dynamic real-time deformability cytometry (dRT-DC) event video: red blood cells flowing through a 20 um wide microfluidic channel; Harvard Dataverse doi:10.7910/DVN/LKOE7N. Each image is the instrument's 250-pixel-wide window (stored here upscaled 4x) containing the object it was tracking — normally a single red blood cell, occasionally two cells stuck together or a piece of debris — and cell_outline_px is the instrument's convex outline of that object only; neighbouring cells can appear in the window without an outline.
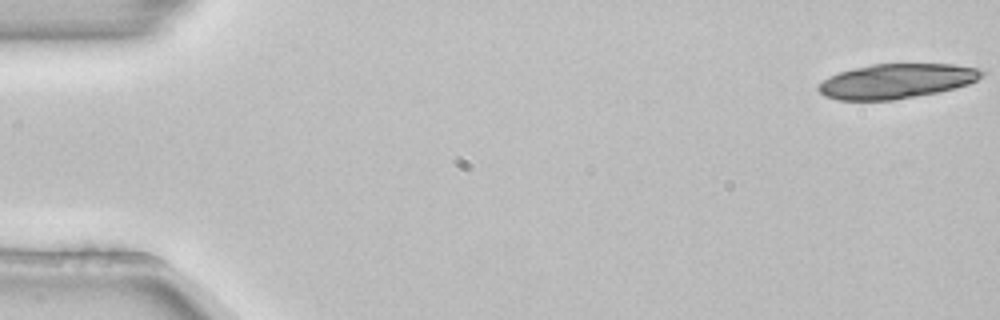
{"species": "common noctule bat (a hibernating species)", "species_latin": "Nyctalus noctula", "temperature_condition": "room temperature", "stored_images_in_passage": 18, "camera_frame_rate_fps": 3000, "um_per_image_px": 0.085, "animal": {"sex": "female", "body_mass_g": 22.7, "forearm_length_mm": 54.2}, "frame": {"image": 1, "passage_image": 1, "time_ms": 0.0, "image_size_px": [1000, 320], "cell_outline_px": [[984, 72], [976, 80], [968, 84], [956, 88], [936, 92], [892, 100], [836, 100], [824, 96], [816, 88], [828, 76], [852, 68], [872, 64], [956, 64], [976, 68]], "centroid_in_image_um": [76.15, 6.89], "position_along_channel_um": 8.8, "area_um2": 32.83}}